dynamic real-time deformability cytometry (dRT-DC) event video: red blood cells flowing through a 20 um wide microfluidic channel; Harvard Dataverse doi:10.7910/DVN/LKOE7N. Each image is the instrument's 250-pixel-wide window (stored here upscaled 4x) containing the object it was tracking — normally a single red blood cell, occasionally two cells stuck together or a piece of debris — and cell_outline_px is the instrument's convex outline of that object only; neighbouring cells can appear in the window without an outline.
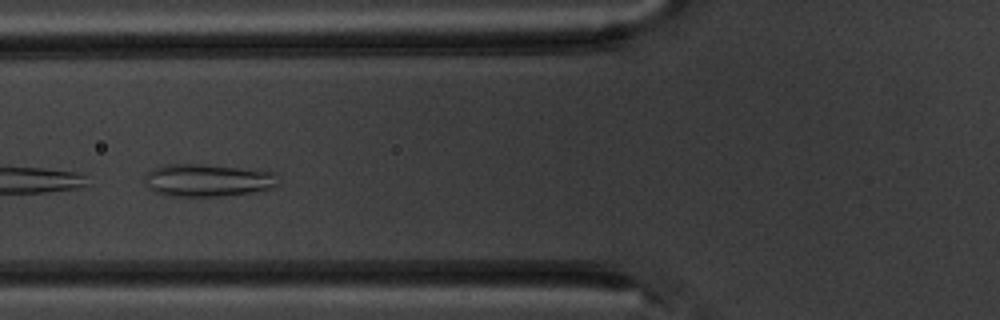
{"species": "common noctule bat (a hibernating species)", "species_latin": "Nyctalus noctula", "temperature_condition": "warm", "stored_images_in_passage": 7, "camera_frame_rate_fps": 3000, "um_per_image_px": 0.085, "animal": {"sex": "male", "body_mass_g": 20.1, "forearm_length_mm": 53.5}, "frame": {"image": 1, "passage_image": 6, "time_ms": 6.0, "image_size_px": [1000, 320], "cell_outline_px": [[280, 184], [276, 188], [252, 192], [220, 196], [164, 196], [156, 192], [144, 180], [144, 176], [148, 172], [164, 164], [204, 164], [272, 172]], "centroid_in_image_um": [17.66, 15.33], "position_along_channel_um": 108.1, "area_um2": 25.14}}